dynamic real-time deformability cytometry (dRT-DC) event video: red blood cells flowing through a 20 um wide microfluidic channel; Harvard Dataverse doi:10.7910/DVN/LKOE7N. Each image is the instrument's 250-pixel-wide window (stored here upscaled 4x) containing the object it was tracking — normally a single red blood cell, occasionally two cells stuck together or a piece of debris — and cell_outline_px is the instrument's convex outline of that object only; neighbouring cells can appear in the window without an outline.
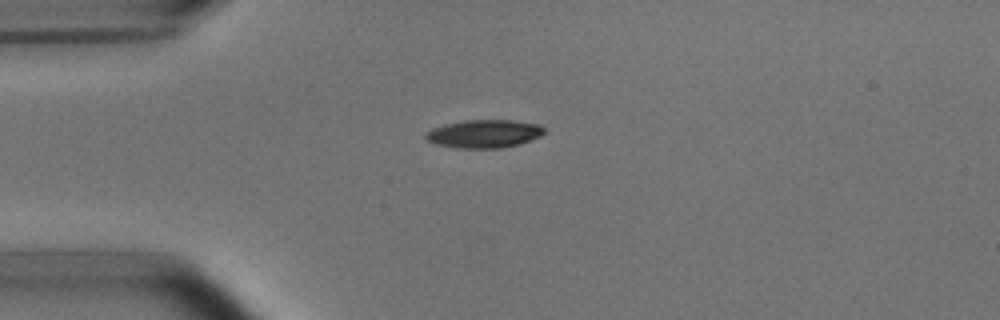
{"species": "common noctule bat (a hibernating species)", "species_latin": "Nyctalus noctula", "temperature_condition": "room temperature", "stored_images_in_passage": 5, "camera_frame_rate_fps": 3000, "um_per_image_px": 0.085, "animal": {"sex": "male", "body_mass_g": 15.6}, "frame": {"image": 1, "passage_image": 5, "time_ms": 5.667, "image_size_px": [1000, 320], "cell_outline_px": [[544, 132], [540, 136], [532, 140], [520, 144], [500, 148], [456, 148], [436, 144], [428, 140], [424, 136], [432, 128], [444, 124], [464, 120], [512, 120], [540, 124], [544, 128]], "centroid_in_image_um": [41.17, 11.37], "position_along_channel_um": 43.8, "area_um2": 19.48}}